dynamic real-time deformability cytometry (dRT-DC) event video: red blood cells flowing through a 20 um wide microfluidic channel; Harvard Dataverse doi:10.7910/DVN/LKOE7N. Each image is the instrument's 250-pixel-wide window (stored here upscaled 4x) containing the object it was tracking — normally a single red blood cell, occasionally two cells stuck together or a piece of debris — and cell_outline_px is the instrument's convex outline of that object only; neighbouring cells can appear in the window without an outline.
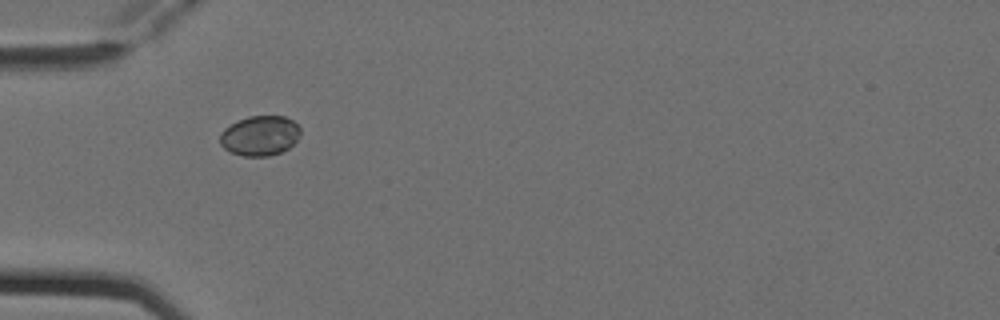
{"species": "Egyptian fruit bat (a non-hibernating species)", "species_latin": "Rousettus aegyptiacus", "temperature_condition": "cold", "stored_images_in_passage": 6, "camera_frame_rate_fps": 3000, "um_per_image_px": 0.085, "animal": {"sex": "female"}, "frame": {"image": 1, "passage_image": 5, "time_ms": 1.333, "image_size_px": [1000, 320], "cell_outline_px": [[300, 136], [288, 148], [280, 152], [268, 156], [244, 156], [228, 152], [220, 144], [220, 132], [224, 128], [236, 120], [248, 116], [284, 116], [292, 120], [300, 128]], "centroid_in_image_um": [22.05, 11.53], "position_along_channel_um": 62.9, "area_um2": 18.84}}
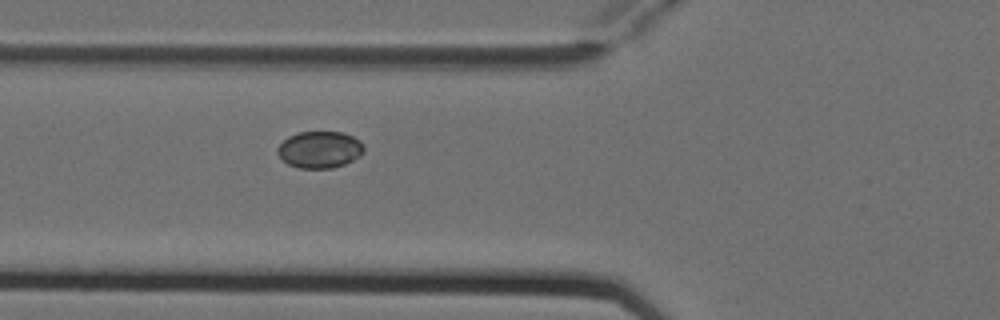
{"frame": {"image": 2, "passage_image": 6, "time_ms": 1.667, "image_size_px": [1000, 320], "cell_outline_px": [[364, 152], [360, 156], [344, 164], [332, 168], [300, 168], [288, 164], [276, 152], [276, 148], [288, 136], [300, 132], [344, 132], [360, 140], [364, 144]], "centroid_in_image_um": [27.19, 12.71], "position_along_channel_um": 98.6, "area_um2": 18.55}}